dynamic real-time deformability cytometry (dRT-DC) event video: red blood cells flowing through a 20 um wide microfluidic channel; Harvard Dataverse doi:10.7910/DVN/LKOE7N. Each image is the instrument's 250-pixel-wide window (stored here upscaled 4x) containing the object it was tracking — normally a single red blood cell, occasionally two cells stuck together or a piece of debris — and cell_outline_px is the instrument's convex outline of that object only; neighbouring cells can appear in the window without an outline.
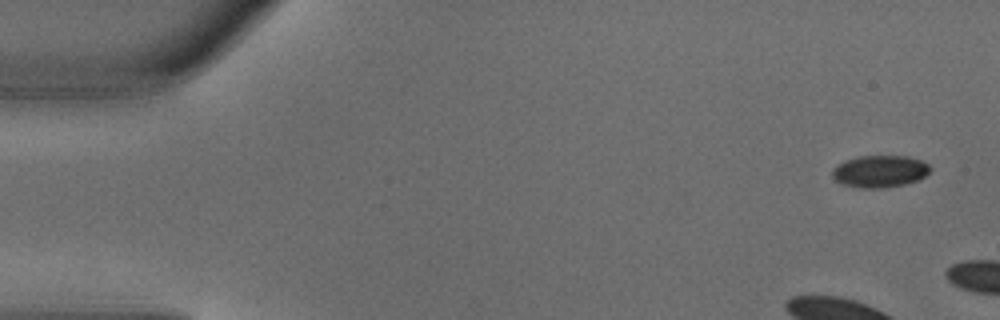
{"species": "common noctule bat (a hibernating species)", "species_latin": "Nyctalus noctula", "temperature_condition": "warm", "stored_images_in_passage": 4, "camera_frame_rate_fps": 3000, "um_per_image_px": 0.085, "animal": {"sex": "male", "body_mass_g": 18.8}, "frame": {"image": 1, "passage_image": 1, "time_ms": 0.0, "image_size_px": [1000, 320], "cell_outline_px": [[932, 168], [920, 180], [904, 184], [884, 188], [860, 188], [840, 184], [832, 176], [832, 168], [836, 164], [844, 160], [860, 156], [908, 156], [920, 160], [928, 164]], "centroid_in_image_um": [74.75, 14.56], "position_along_channel_um": 10.2, "area_um2": 18.5}}